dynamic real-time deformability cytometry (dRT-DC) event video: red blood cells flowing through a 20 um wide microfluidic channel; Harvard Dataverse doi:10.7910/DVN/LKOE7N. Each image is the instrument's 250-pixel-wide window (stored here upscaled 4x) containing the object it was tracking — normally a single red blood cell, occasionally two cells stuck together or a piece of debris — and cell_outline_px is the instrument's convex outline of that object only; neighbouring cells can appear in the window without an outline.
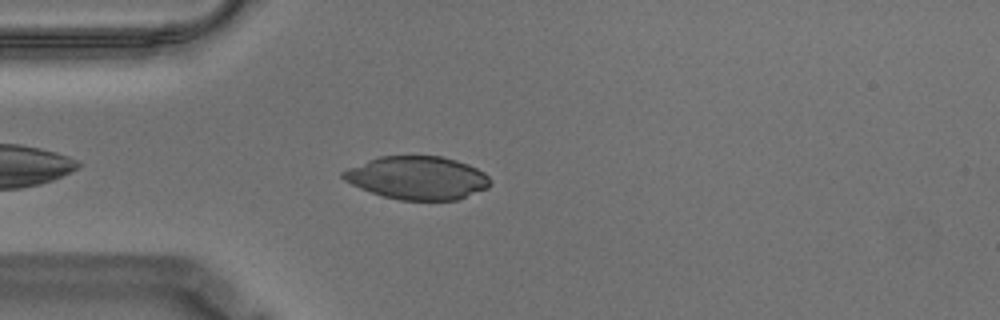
{"species": "Egyptian fruit bat (a non-hibernating species)", "species_latin": "Rousettus aegyptiacus", "temperature_condition": "warm", "stored_images_in_passage": 44, "camera_frame_rate_fps": 3000, "um_per_image_px": 0.085, "animal": {"sex": "male"}, "frame": {"image": 1, "passage_image": 5, "time_ms": 1.333, "image_size_px": [1000, 320], "cell_outline_px": [[492, 180], [488, 188], [456, 200], [400, 200], [384, 196], [360, 188], [344, 180], [340, 176], [340, 172], [348, 168], [368, 160], [380, 156], [444, 156], [468, 164], [484, 172]], "centroid_in_image_um": [35.48, 15.11], "position_along_channel_um": 49.5, "area_um2": 36.99}}
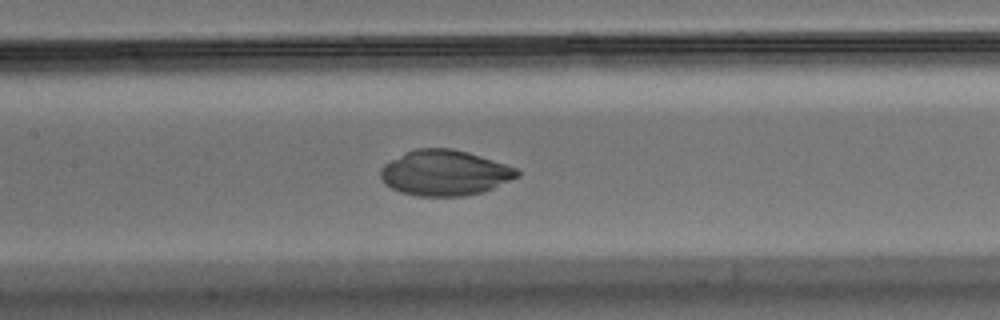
{"frame": {"image": 2, "passage_image": 16, "time_ms": 5.0, "image_size_px": [1000, 320], "cell_outline_px": [[520, 176], [484, 192], [464, 196], [420, 196], [400, 192], [384, 184], [380, 176], [380, 168], [384, 164], [404, 152], [412, 148], [452, 148], [468, 152], [516, 168], [520, 172]], "centroid_in_image_um": [37.78, 14.69], "position_along_channel_um": 169.6, "area_um2": 36.36}}
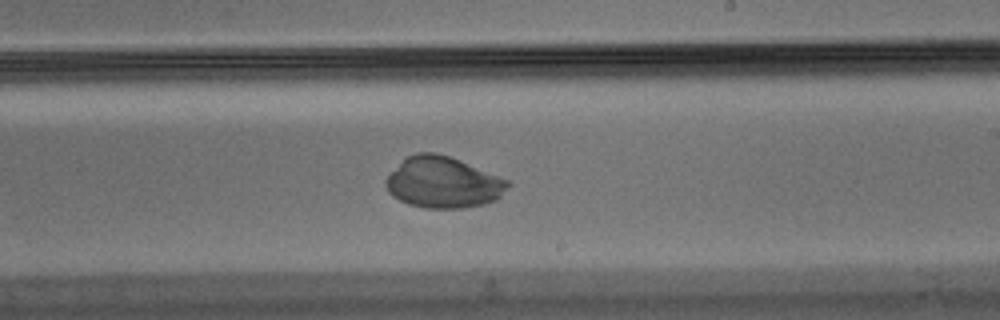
{"frame": {"image": 3, "passage_image": 23, "time_ms": 7.333, "image_size_px": [1000, 320], "cell_outline_px": [[512, 184], [496, 200], [484, 204], [464, 208], [424, 208], [408, 204], [392, 196], [388, 192], [384, 184], [384, 180], [408, 156], [416, 152], [436, 152], [460, 160], [508, 180]], "centroid_in_image_um": [37.67, 15.52], "position_along_channel_um": 251.3, "area_um2": 36.3}}